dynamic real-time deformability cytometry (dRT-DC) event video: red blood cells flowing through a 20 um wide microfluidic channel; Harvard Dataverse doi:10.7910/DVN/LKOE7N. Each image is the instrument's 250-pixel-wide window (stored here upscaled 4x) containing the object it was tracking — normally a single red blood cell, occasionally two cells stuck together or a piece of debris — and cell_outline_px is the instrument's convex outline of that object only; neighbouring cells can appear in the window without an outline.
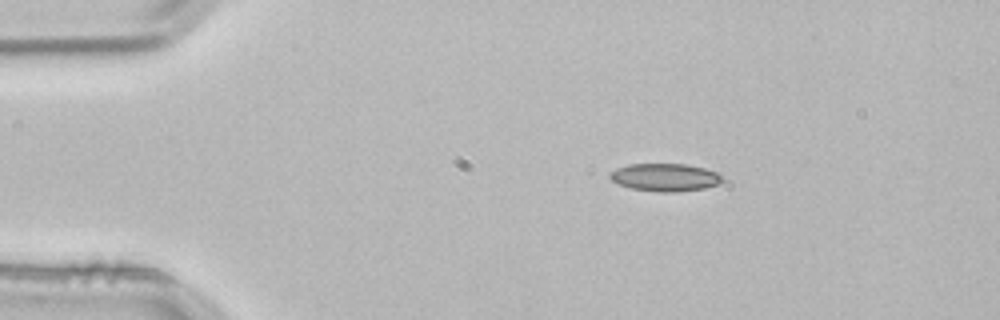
{"species": "common noctule bat (a hibernating species)", "species_latin": "Nyctalus noctula", "temperature_condition": "room temperature", "stored_images_in_passage": 3, "camera_frame_rate_fps": 3000, "um_per_image_px": 0.085, "animal": {"sex": "male", "body_mass_g": 21.5, "forearm_length_mm": 52.0}, "frame": {"image": 1, "passage_image": 2, "time_ms": 0.333, "image_size_px": [1000, 320], "cell_outline_px": [[724, 180], [720, 184], [704, 188], [672, 192], [660, 192], [632, 188], [620, 184], [612, 180], [608, 176], [616, 168], [628, 164], [688, 164], [704, 168], [716, 172]], "centroid_in_image_um": [56.54, 15.06], "position_along_channel_um": 28.5, "area_um2": 18.03}}